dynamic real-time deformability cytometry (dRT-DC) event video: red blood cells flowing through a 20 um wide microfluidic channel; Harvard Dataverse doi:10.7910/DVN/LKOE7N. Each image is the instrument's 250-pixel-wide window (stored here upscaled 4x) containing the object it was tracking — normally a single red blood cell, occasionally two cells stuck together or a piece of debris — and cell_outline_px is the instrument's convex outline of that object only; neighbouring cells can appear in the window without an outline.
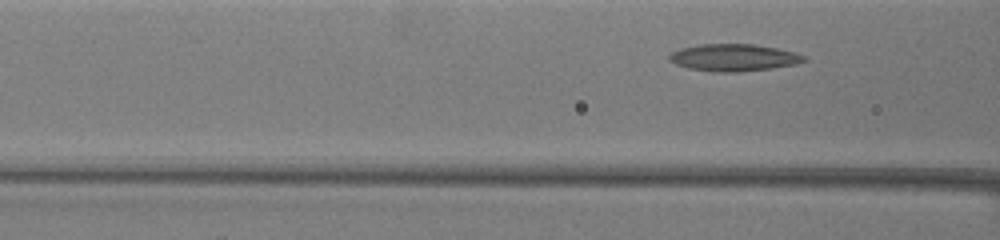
{"species": "common noctule bat (a hibernating species)", "species_latin": "Nyctalus noctula", "temperature_condition": "warm", "stored_images_in_passage": 18, "camera_frame_rate_fps": 3000, "um_per_image_px": 0.085, "animal": {"sex": "female", "body_mass_g": 19.5, "forearm_length_mm": 54.1}, "frame": {"image": 1, "passage_image": 7, "time_ms": 2.0, "image_size_px": [1000, 240], "cell_outline_px": [[808, 60], [792, 64], [768, 68], [736, 72], [712, 72], [688, 68], [676, 64], [668, 60], [668, 56], [672, 52], [680, 48], [700, 44], [752, 44], [776, 48], [808, 56]], "centroid_in_image_um": [62.32, 4.89], "position_along_channel_um": 104.3, "area_um2": 21.1}}
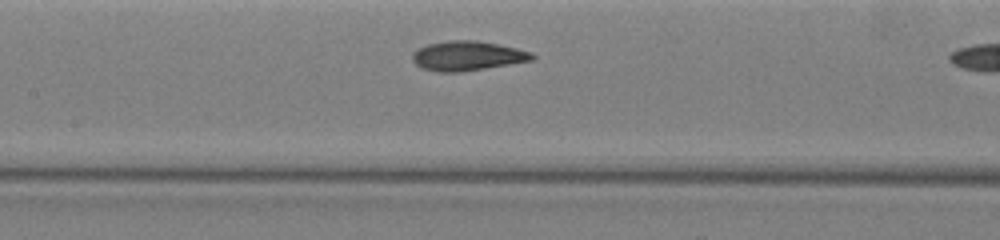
{"frame": {"image": 2, "passage_image": 13, "time_ms": 4.0, "image_size_px": [1000, 240], "cell_outline_px": [[536, 56], [532, 60], [460, 72], [436, 72], [420, 68], [412, 60], [412, 52], [416, 48], [428, 44], [448, 40], [476, 40], [516, 48], [532, 52]], "centroid_in_image_um": [39.66, 4.74], "position_along_channel_um": 167.7, "area_um2": 20.63}}
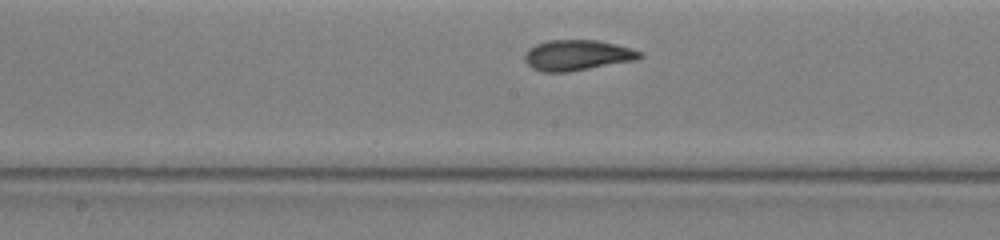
{"frame": {"image": 3, "passage_image": 16, "time_ms": 5.0, "image_size_px": [1000, 240], "cell_outline_px": [[644, 56], [636, 60], [568, 72], [544, 72], [532, 68], [524, 60], [524, 52], [528, 48], [536, 44], [548, 40], [596, 40], [616, 44], [632, 48], [644, 52]], "centroid_in_image_um": [49.07, 4.69], "position_along_channel_um": 199.1, "area_um2": 20.69}}